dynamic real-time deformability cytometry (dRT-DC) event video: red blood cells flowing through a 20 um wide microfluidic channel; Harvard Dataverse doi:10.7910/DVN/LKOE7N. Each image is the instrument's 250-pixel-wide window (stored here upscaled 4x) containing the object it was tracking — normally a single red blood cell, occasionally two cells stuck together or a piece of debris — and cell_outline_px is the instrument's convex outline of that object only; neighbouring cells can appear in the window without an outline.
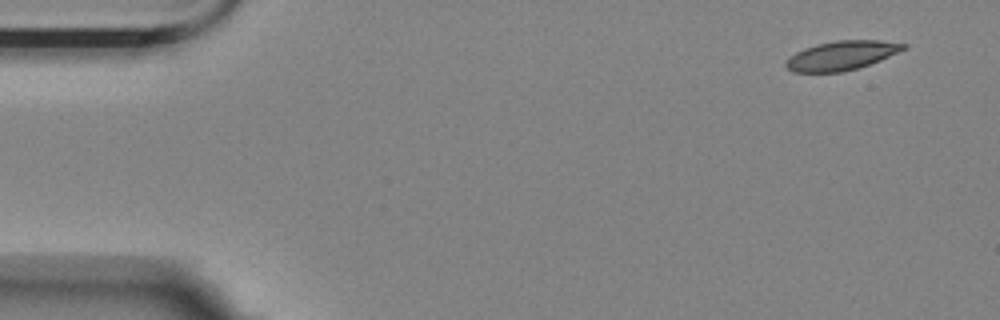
{"species": "Egyptian fruit bat (a non-hibernating species)", "species_latin": "Rousettus aegyptiacus", "temperature_condition": "room temperature", "stored_images_in_passage": 4, "camera_frame_rate_fps": 3000, "um_per_image_px": 0.085, "animal": {"sex": "female"}, "frame": {"image": 1, "passage_image": 1, "time_ms": 0.0, "image_size_px": [1000, 320], "cell_outline_px": [[908, 48], [880, 60], [856, 68], [840, 72], [792, 72], [784, 64], [784, 60], [796, 52], [804, 48], [816, 44], [836, 40], [880, 40], [908, 44]], "centroid_in_image_um": [71.52, 4.71], "position_along_channel_um": 13.5, "area_um2": 20.0}}